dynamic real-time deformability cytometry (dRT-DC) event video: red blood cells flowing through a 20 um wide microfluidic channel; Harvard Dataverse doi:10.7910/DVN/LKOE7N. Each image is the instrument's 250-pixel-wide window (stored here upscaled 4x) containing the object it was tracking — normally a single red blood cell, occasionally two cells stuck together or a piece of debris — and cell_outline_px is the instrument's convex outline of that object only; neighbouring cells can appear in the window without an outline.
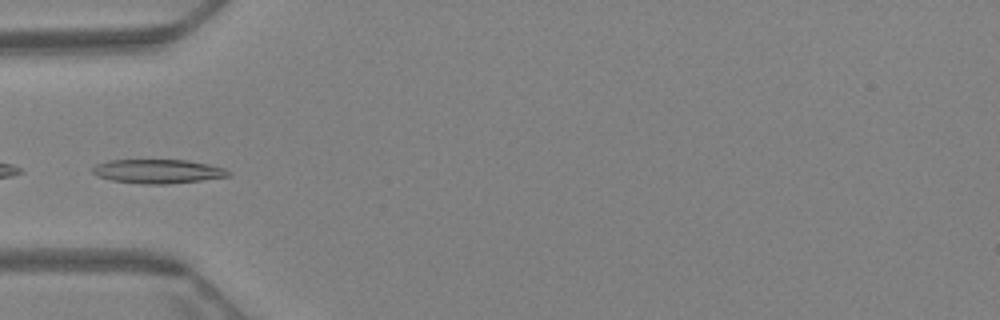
{"species": "Egyptian fruit bat (a non-hibernating species)", "species_latin": "Rousettus aegyptiacus", "temperature_condition": "warm", "stored_images_in_passage": 7, "camera_frame_rate_fps": 3000, "um_per_image_px": 0.085, "animal": {"sex": "female"}, "frame": {"image": 1, "passage_image": 1, "time_ms": 0.0, "image_size_px": [1000, 320], "cell_outline_px": [[232, 176], [168, 184], [140, 184], [112, 180], [96, 176], [92, 172], [92, 168], [96, 164], [108, 160], [188, 160], [208, 164], [224, 168], [232, 172]], "centroid_in_image_um": [13.42, 14.56], "position_along_channel_um": 71.6, "area_um2": 19.13}}
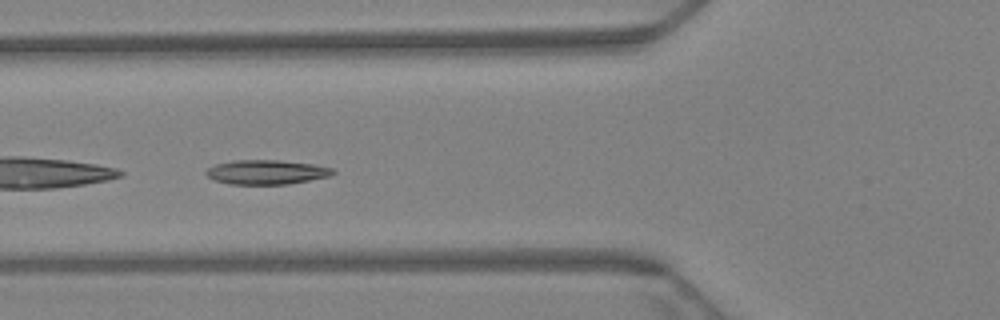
{"frame": {"image": 2, "passage_image": 4, "time_ms": 1.0, "image_size_px": [1000, 320], "cell_outline_px": [[336, 172], [332, 176], [288, 184], [228, 184], [216, 180], [208, 176], [204, 172], [208, 168], [216, 164], [236, 160], [276, 160], [312, 164], [336, 168]], "centroid_in_image_um": [22.71, 14.63], "position_along_channel_um": 103.1, "area_um2": 18.03}}